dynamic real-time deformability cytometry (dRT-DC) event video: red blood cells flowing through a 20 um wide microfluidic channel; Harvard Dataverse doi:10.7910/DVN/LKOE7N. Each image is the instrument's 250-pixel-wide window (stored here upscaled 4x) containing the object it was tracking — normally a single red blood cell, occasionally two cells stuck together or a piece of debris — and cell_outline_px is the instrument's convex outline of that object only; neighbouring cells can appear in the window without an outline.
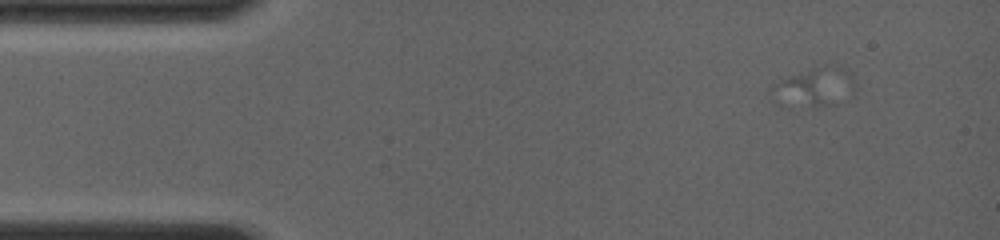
{"species": "common noctule bat (a hibernating species)", "species_latin": "Nyctalus noctula", "temperature_condition": "room temperature", "stored_images_in_passage": 16, "camera_frame_rate_fps": 4000, "um_per_image_px": 0.085, "animal": {"sex": "female", "body_mass_g": 19.0, "forearm_length_mm": 56.7}, "frame": {"image": 1, "passage_image": 1, "time_ms": 0.0, "image_size_px": [1000, 240], "cell_outline_px": [[832, 104], [816, 108], [776, 104], [772, 100], [768, 88], [772, 84], [780, 80], [812, 68], [824, 64], [828, 64]], "centroid_in_image_um": [68.34, 7.56], "position_along_channel_um": 16.7, "area_um2": 14.22}}
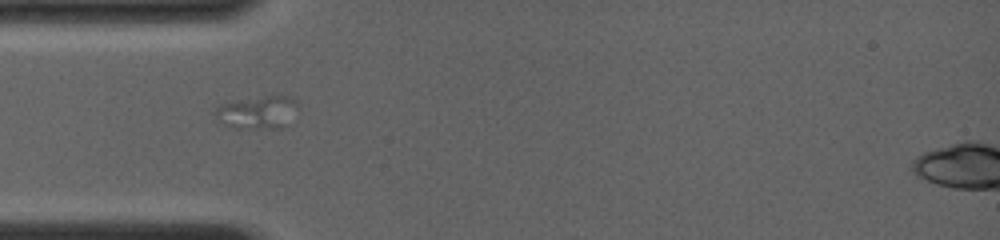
{"frame": {"image": 2, "passage_image": 7, "time_ms": 3.5, "image_size_px": [1000, 240], "cell_outline_px": [[300, 104], [284, 124], [280, 128], [236, 128], [224, 124], [212, 112], [220, 104], [276, 92], [292, 96]], "centroid_in_image_um": [21.92, 9.47], "position_along_channel_um": 63.1, "area_um2": 16.13}}
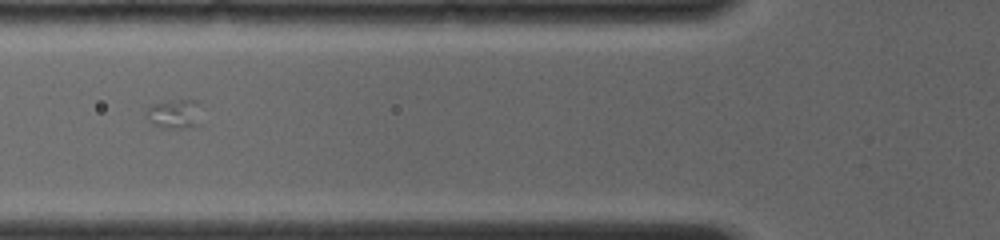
{"frame": {"image": 3, "passage_image": 10, "time_ms": 4.75, "image_size_px": [1000, 240], "cell_outline_px": [[204, 124], [180, 128], [160, 128], [152, 124], [144, 116], [144, 112], [152, 104], [172, 100], [196, 100], [200, 104]], "centroid_in_image_um": [14.88, 9.7], "position_along_channel_um": 110.9, "area_um2": 10.0}}